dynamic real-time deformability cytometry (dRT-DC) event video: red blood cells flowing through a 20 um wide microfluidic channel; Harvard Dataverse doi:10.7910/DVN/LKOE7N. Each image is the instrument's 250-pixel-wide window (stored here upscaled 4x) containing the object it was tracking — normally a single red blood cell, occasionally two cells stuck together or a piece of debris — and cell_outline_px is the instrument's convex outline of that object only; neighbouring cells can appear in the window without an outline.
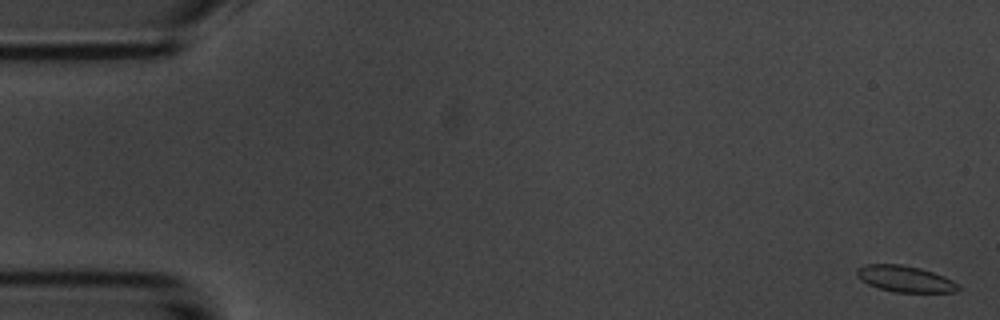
{"species": "common noctule bat (a hibernating species)", "species_latin": "Nyctalus noctula", "temperature_condition": "room temperature", "stored_images_in_passage": 5, "camera_frame_rate_fps": 3000, "um_per_image_px": 0.085, "animal": {"sex": "male", "body_mass_g": 20.1, "forearm_length_mm": 53.5}, "frame": {"image": 1, "passage_image": 1, "time_ms": 0.0, "image_size_px": [1000, 320], "cell_outline_px": [[960, 288], [956, 292], [896, 292], [880, 288], [868, 284], [856, 276], [856, 268], [864, 264], [900, 264], [920, 268], [944, 276], [960, 284]], "centroid_in_image_um": [76.93, 23.7], "position_along_channel_um": 8.1, "area_um2": 15.55}}
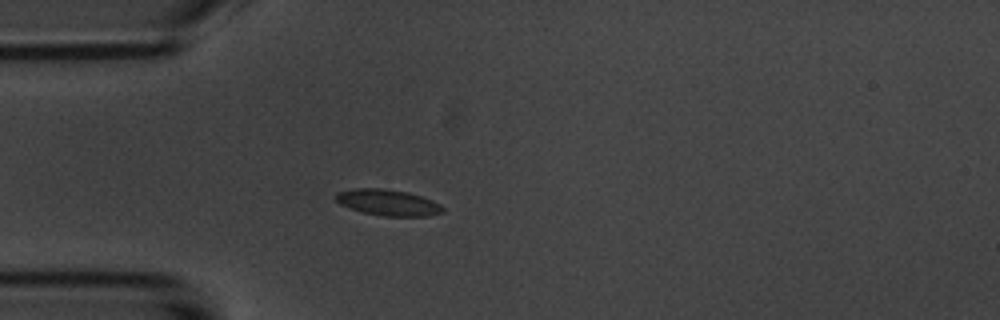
{"frame": {"image": 2, "passage_image": 5, "time_ms": 4.667, "image_size_px": [1000, 320], "cell_outline_px": [[444, 212], [428, 216], [384, 216], [364, 212], [348, 208], [340, 204], [336, 200], [336, 192], [352, 188], [380, 188], [408, 192], [420, 196], [440, 204], [444, 208]], "centroid_in_image_um": [32.96, 17.21], "position_along_channel_um": 52.0, "area_um2": 16.24}}